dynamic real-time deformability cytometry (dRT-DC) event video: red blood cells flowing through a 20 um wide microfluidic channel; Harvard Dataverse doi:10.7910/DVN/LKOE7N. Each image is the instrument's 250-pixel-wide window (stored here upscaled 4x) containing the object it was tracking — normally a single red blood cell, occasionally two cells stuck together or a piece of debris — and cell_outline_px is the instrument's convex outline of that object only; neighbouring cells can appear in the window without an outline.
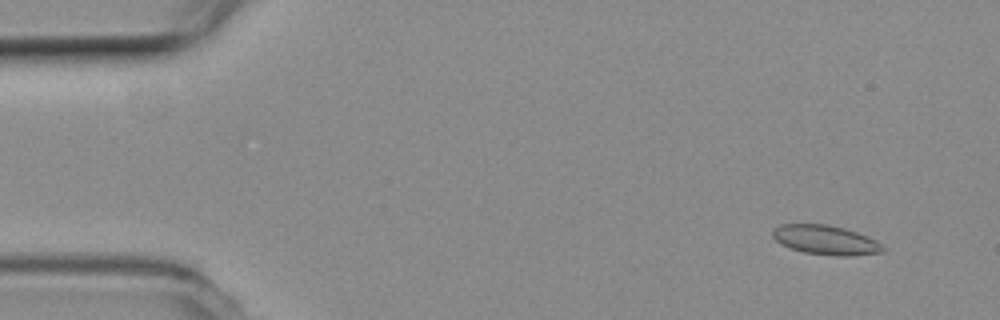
{"species": "common noctule bat (a hibernating species)", "species_latin": "Nyctalus noctula", "temperature_condition": "room temperature", "stored_images_in_passage": 4, "camera_frame_rate_fps": 3000, "um_per_image_px": 0.085, "animal": {"sex": "female", "body_mass_g": 19.3, "forearm_length_mm": 54.1}, "frame": {"image": 1, "passage_image": 1, "time_ms": 0.0, "image_size_px": [1000, 320], "cell_outline_px": [[884, 252], [856, 256], [832, 256], [804, 252], [780, 244], [772, 236], [772, 228], [780, 224], [828, 224], [844, 228], [868, 236], [876, 240], [884, 248]], "centroid_in_image_um": [70.18, 20.4], "position_along_channel_um": 14.8, "area_um2": 19.07}}
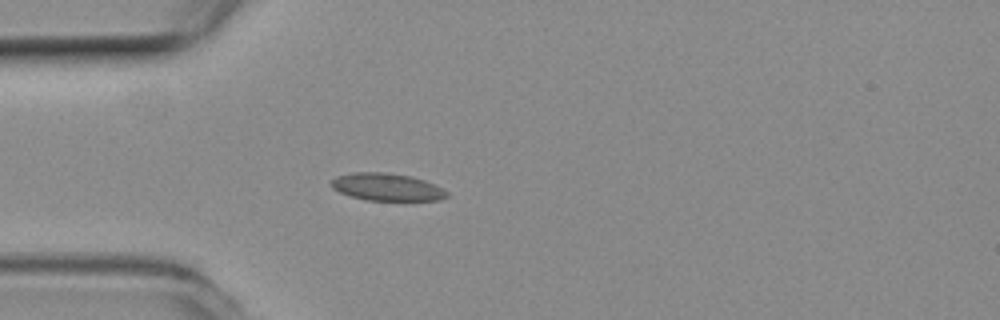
{"frame": {"image": 2, "passage_image": 4, "time_ms": 1.0, "image_size_px": [1000, 320], "cell_outline_px": [[448, 196], [440, 200], [364, 200], [340, 192], [332, 188], [328, 180], [336, 176], [352, 172], [384, 172], [412, 176], [424, 180], [448, 192]], "centroid_in_image_um": [32.82, 15.88], "position_along_channel_um": 52.2, "area_um2": 18.5}}